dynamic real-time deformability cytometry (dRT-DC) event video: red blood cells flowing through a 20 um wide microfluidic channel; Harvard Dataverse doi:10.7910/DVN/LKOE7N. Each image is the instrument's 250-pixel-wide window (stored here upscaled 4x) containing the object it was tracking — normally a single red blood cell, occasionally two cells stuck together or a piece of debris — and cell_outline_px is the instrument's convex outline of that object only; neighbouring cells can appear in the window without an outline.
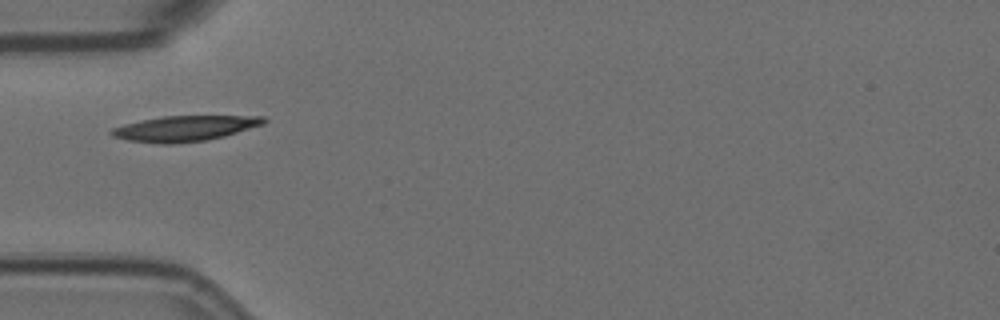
{"species": "Egyptian fruit bat (a non-hibernating species)", "species_latin": "Rousettus aegyptiacus", "temperature_condition": "room temperature", "stored_images_in_passage": 6, "camera_frame_rate_fps": 3000, "um_per_image_px": 0.085, "animal": {"sex": "female"}, "frame": {"image": 1, "passage_image": 1, "time_ms": 0.0, "image_size_px": [1000, 320], "cell_outline_px": [[268, 120], [264, 124], [224, 136], [204, 140], [172, 144], [160, 144], [128, 140], [112, 136], [108, 132], [112, 128], [124, 124], [164, 116], [264, 116]], "centroid_in_image_um": [15.7, 10.92], "position_along_channel_um": 69.3, "area_um2": 22.43}}
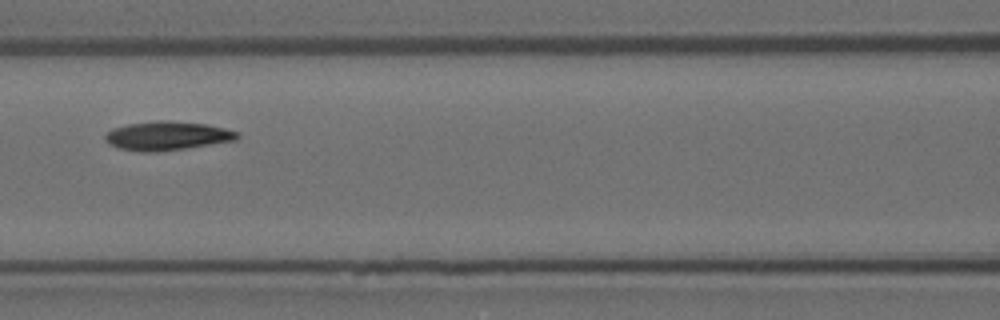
{"frame": {"image": 2, "passage_image": 3, "time_ms": 0.667, "image_size_px": [1000, 320], "cell_outline_px": [[240, 136], [236, 140], [184, 148], [152, 152], [144, 152], [120, 148], [112, 144], [104, 136], [112, 128], [128, 124], [156, 120], [168, 120], [204, 124], [224, 128], [236, 132]], "centroid_in_image_um": [14.21, 11.53], "position_along_channel_um": 152.4, "area_um2": 21.73}}
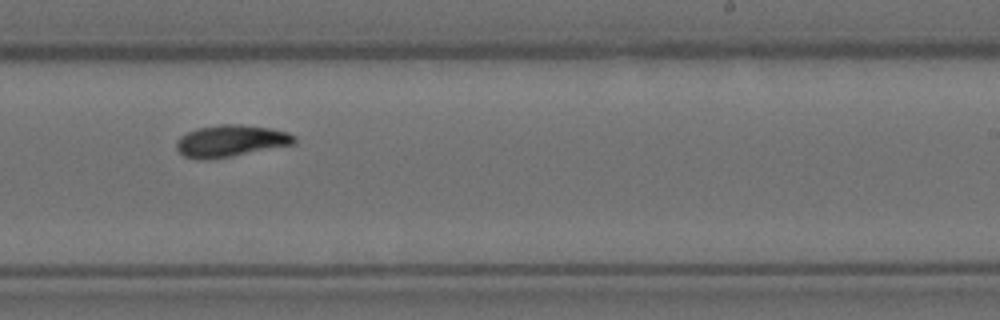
{"frame": {"image": 3, "passage_image": 6, "time_ms": 1.667, "image_size_px": [1000, 320], "cell_outline_px": [[296, 144], [232, 156], [208, 160], [200, 160], [184, 156], [176, 148], [176, 140], [180, 136], [196, 128], [220, 124], [240, 124], [272, 128], [288, 132], [296, 136]], "centroid_in_image_um": [19.63, 11.97], "position_along_channel_um": 269.4, "area_um2": 22.14}}